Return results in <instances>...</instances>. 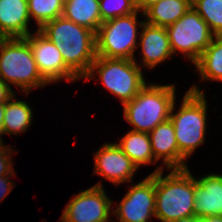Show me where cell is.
I'll return each mask as SVG.
<instances>
[{
  "label": "cell",
  "mask_w": 222,
  "mask_h": 222,
  "mask_svg": "<svg viewBox=\"0 0 222 222\" xmlns=\"http://www.w3.org/2000/svg\"><path fill=\"white\" fill-rule=\"evenodd\" d=\"M62 54L65 65L84 78L96 59L95 32L63 16L44 24L39 30Z\"/></svg>",
  "instance_id": "1"
},
{
  "label": "cell",
  "mask_w": 222,
  "mask_h": 222,
  "mask_svg": "<svg viewBox=\"0 0 222 222\" xmlns=\"http://www.w3.org/2000/svg\"><path fill=\"white\" fill-rule=\"evenodd\" d=\"M179 110L174 113L175 101L170 112V120L175 128L179 149V169H186V161L194 150L205 142L207 101L204 91L195 84L185 93Z\"/></svg>",
  "instance_id": "2"
},
{
  "label": "cell",
  "mask_w": 222,
  "mask_h": 222,
  "mask_svg": "<svg viewBox=\"0 0 222 222\" xmlns=\"http://www.w3.org/2000/svg\"><path fill=\"white\" fill-rule=\"evenodd\" d=\"M163 170L155 173V218L162 222H178L195 215L194 177L186 169H171L163 177Z\"/></svg>",
  "instance_id": "3"
},
{
  "label": "cell",
  "mask_w": 222,
  "mask_h": 222,
  "mask_svg": "<svg viewBox=\"0 0 222 222\" xmlns=\"http://www.w3.org/2000/svg\"><path fill=\"white\" fill-rule=\"evenodd\" d=\"M174 84H146L131 100L123 104L124 118L132 131L150 133L170 118L175 100Z\"/></svg>",
  "instance_id": "4"
},
{
  "label": "cell",
  "mask_w": 222,
  "mask_h": 222,
  "mask_svg": "<svg viewBox=\"0 0 222 222\" xmlns=\"http://www.w3.org/2000/svg\"><path fill=\"white\" fill-rule=\"evenodd\" d=\"M0 80L10 88L16 85L26 95L34 88L50 84L39 72L25 37L0 39Z\"/></svg>",
  "instance_id": "5"
},
{
  "label": "cell",
  "mask_w": 222,
  "mask_h": 222,
  "mask_svg": "<svg viewBox=\"0 0 222 222\" xmlns=\"http://www.w3.org/2000/svg\"><path fill=\"white\" fill-rule=\"evenodd\" d=\"M95 73L105 88L121 100L122 105L131 101L147 84L136 60L96 56L84 79H94Z\"/></svg>",
  "instance_id": "6"
},
{
  "label": "cell",
  "mask_w": 222,
  "mask_h": 222,
  "mask_svg": "<svg viewBox=\"0 0 222 222\" xmlns=\"http://www.w3.org/2000/svg\"><path fill=\"white\" fill-rule=\"evenodd\" d=\"M139 11L104 21L95 33L96 56L135 60L138 47V28L145 21L138 22ZM138 37V38H137Z\"/></svg>",
  "instance_id": "7"
},
{
  "label": "cell",
  "mask_w": 222,
  "mask_h": 222,
  "mask_svg": "<svg viewBox=\"0 0 222 222\" xmlns=\"http://www.w3.org/2000/svg\"><path fill=\"white\" fill-rule=\"evenodd\" d=\"M166 30L173 54L181 52L193 65L215 36L192 6Z\"/></svg>",
  "instance_id": "8"
},
{
  "label": "cell",
  "mask_w": 222,
  "mask_h": 222,
  "mask_svg": "<svg viewBox=\"0 0 222 222\" xmlns=\"http://www.w3.org/2000/svg\"><path fill=\"white\" fill-rule=\"evenodd\" d=\"M103 184L98 182L83 190L70 200L63 210L62 218L66 222H107L113 215L112 200L107 197Z\"/></svg>",
  "instance_id": "9"
},
{
  "label": "cell",
  "mask_w": 222,
  "mask_h": 222,
  "mask_svg": "<svg viewBox=\"0 0 222 222\" xmlns=\"http://www.w3.org/2000/svg\"><path fill=\"white\" fill-rule=\"evenodd\" d=\"M129 188L116 209L113 207V215L119 222H148L155 217V173Z\"/></svg>",
  "instance_id": "10"
},
{
  "label": "cell",
  "mask_w": 222,
  "mask_h": 222,
  "mask_svg": "<svg viewBox=\"0 0 222 222\" xmlns=\"http://www.w3.org/2000/svg\"><path fill=\"white\" fill-rule=\"evenodd\" d=\"M31 45L34 60L41 75L49 82L59 80L73 82L79 78L65 65L57 46L42 35L38 29L25 37Z\"/></svg>",
  "instance_id": "11"
},
{
  "label": "cell",
  "mask_w": 222,
  "mask_h": 222,
  "mask_svg": "<svg viewBox=\"0 0 222 222\" xmlns=\"http://www.w3.org/2000/svg\"><path fill=\"white\" fill-rule=\"evenodd\" d=\"M93 158L95 175L102 176L116 187L125 182L133 183L138 168L116 143L103 144Z\"/></svg>",
  "instance_id": "12"
},
{
  "label": "cell",
  "mask_w": 222,
  "mask_h": 222,
  "mask_svg": "<svg viewBox=\"0 0 222 222\" xmlns=\"http://www.w3.org/2000/svg\"><path fill=\"white\" fill-rule=\"evenodd\" d=\"M139 35L140 41L138 47L141 48V55L143 56V60L141 61L143 66L141 65L140 68L146 66L152 69L173 56L165 27L145 22Z\"/></svg>",
  "instance_id": "13"
},
{
  "label": "cell",
  "mask_w": 222,
  "mask_h": 222,
  "mask_svg": "<svg viewBox=\"0 0 222 222\" xmlns=\"http://www.w3.org/2000/svg\"><path fill=\"white\" fill-rule=\"evenodd\" d=\"M194 198L196 216L222 215V174L194 177Z\"/></svg>",
  "instance_id": "14"
},
{
  "label": "cell",
  "mask_w": 222,
  "mask_h": 222,
  "mask_svg": "<svg viewBox=\"0 0 222 222\" xmlns=\"http://www.w3.org/2000/svg\"><path fill=\"white\" fill-rule=\"evenodd\" d=\"M148 135L154 159L157 162L162 159L164 163L157 167L153 173L162 171L165 165L167 170L179 169V149L171 120L158 124Z\"/></svg>",
  "instance_id": "15"
},
{
  "label": "cell",
  "mask_w": 222,
  "mask_h": 222,
  "mask_svg": "<svg viewBox=\"0 0 222 222\" xmlns=\"http://www.w3.org/2000/svg\"><path fill=\"white\" fill-rule=\"evenodd\" d=\"M27 0H0V38H24L29 31Z\"/></svg>",
  "instance_id": "16"
},
{
  "label": "cell",
  "mask_w": 222,
  "mask_h": 222,
  "mask_svg": "<svg viewBox=\"0 0 222 222\" xmlns=\"http://www.w3.org/2000/svg\"><path fill=\"white\" fill-rule=\"evenodd\" d=\"M62 16L72 22L97 32L103 23L99 0H64Z\"/></svg>",
  "instance_id": "17"
},
{
  "label": "cell",
  "mask_w": 222,
  "mask_h": 222,
  "mask_svg": "<svg viewBox=\"0 0 222 222\" xmlns=\"http://www.w3.org/2000/svg\"><path fill=\"white\" fill-rule=\"evenodd\" d=\"M190 7L191 0H159L142 14L146 23L166 28L179 20Z\"/></svg>",
  "instance_id": "18"
},
{
  "label": "cell",
  "mask_w": 222,
  "mask_h": 222,
  "mask_svg": "<svg viewBox=\"0 0 222 222\" xmlns=\"http://www.w3.org/2000/svg\"><path fill=\"white\" fill-rule=\"evenodd\" d=\"M116 144L124 154L133 161L137 168L142 165L152 164V162L154 164L157 162L154 159L148 133L131 130Z\"/></svg>",
  "instance_id": "19"
},
{
  "label": "cell",
  "mask_w": 222,
  "mask_h": 222,
  "mask_svg": "<svg viewBox=\"0 0 222 222\" xmlns=\"http://www.w3.org/2000/svg\"><path fill=\"white\" fill-rule=\"evenodd\" d=\"M14 98L16 94L6 103L2 136L26 132L33 121V109L26 101L14 100Z\"/></svg>",
  "instance_id": "20"
},
{
  "label": "cell",
  "mask_w": 222,
  "mask_h": 222,
  "mask_svg": "<svg viewBox=\"0 0 222 222\" xmlns=\"http://www.w3.org/2000/svg\"><path fill=\"white\" fill-rule=\"evenodd\" d=\"M202 81L222 82V35L213 37L211 44L194 64Z\"/></svg>",
  "instance_id": "21"
},
{
  "label": "cell",
  "mask_w": 222,
  "mask_h": 222,
  "mask_svg": "<svg viewBox=\"0 0 222 222\" xmlns=\"http://www.w3.org/2000/svg\"><path fill=\"white\" fill-rule=\"evenodd\" d=\"M29 17L35 20L38 30L47 22L62 16L64 0H27Z\"/></svg>",
  "instance_id": "22"
},
{
  "label": "cell",
  "mask_w": 222,
  "mask_h": 222,
  "mask_svg": "<svg viewBox=\"0 0 222 222\" xmlns=\"http://www.w3.org/2000/svg\"><path fill=\"white\" fill-rule=\"evenodd\" d=\"M191 6L215 36L222 35V0H191Z\"/></svg>",
  "instance_id": "23"
},
{
  "label": "cell",
  "mask_w": 222,
  "mask_h": 222,
  "mask_svg": "<svg viewBox=\"0 0 222 222\" xmlns=\"http://www.w3.org/2000/svg\"><path fill=\"white\" fill-rule=\"evenodd\" d=\"M102 22L137 11L134 0H99Z\"/></svg>",
  "instance_id": "24"
},
{
  "label": "cell",
  "mask_w": 222,
  "mask_h": 222,
  "mask_svg": "<svg viewBox=\"0 0 222 222\" xmlns=\"http://www.w3.org/2000/svg\"><path fill=\"white\" fill-rule=\"evenodd\" d=\"M6 144L2 143L0 145V177L6 175H15L16 171L13 168V163L10 155L14 152L12 147H8Z\"/></svg>",
  "instance_id": "25"
},
{
  "label": "cell",
  "mask_w": 222,
  "mask_h": 222,
  "mask_svg": "<svg viewBox=\"0 0 222 222\" xmlns=\"http://www.w3.org/2000/svg\"><path fill=\"white\" fill-rule=\"evenodd\" d=\"M15 175H6L0 177V203L8 196L14 187V182L9 179V177Z\"/></svg>",
  "instance_id": "26"
},
{
  "label": "cell",
  "mask_w": 222,
  "mask_h": 222,
  "mask_svg": "<svg viewBox=\"0 0 222 222\" xmlns=\"http://www.w3.org/2000/svg\"><path fill=\"white\" fill-rule=\"evenodd\" d=\"M13 95H15V92L0 80V104H6Z\"/></svg>",
  "instance_id": "27"
},
{
  "label": "cell",
  "mask_w": 222,
  "mask_h": 222,
  "mask_svg": "<svg viewBox=\"0 0 222 222\" xmlns=\"http://www.w3.org/2000/svg\"><path fill=\"white\" fill-rule=\"evenodd\" d=\"M159 0H134L135 7L138 11L144 12L151 5L157 3Z\"/></svg>",
  "instance_id": "28"
},
{
  "label": "cell",
  "mask_w": 222,
  "mask_h": 222,
  "mask_svg": "<svg viewBox=\"0 0 222 222\" xmlns=\"http://www.w3.org/2000/svg\"><path fill=\"white\" fill-rule=\"evenodd\" d=\"M5 109H6V104H0V139H1L2 143H4L1 136H2V132H3V120H4Z\"/></svg>",
  "instance_id": "29"
},
{
  "label": "cell",
  "mask_w": 222,
  "mask_h": 222,
  "mask_svg": "<svg viewBox=\"0 0 222 222\" xmlns=\"http://www.w3.org/2000/svg\"><path fill=\"white\" fill-rule=\"evenodd\" d=\"M178 222H204L203 218H200L196 215L184 217L180 219Z\"/></svg>",
  "instance_id": "30"
},
{
  "label": "cell",
  "mask_w": 222,
  "mask_h": 222,
  "mask_svg": "<svg viewBox=\"0 0 222 222\" xmlns=\"http://www.w3.org/2000/svg\"><path fill=\"white\" fill-rule=\"evenodd\" d=\"M204 222H222V215H210L203 217Z\"/></svg>",
  "instance_id": "31"
},
{
  "label": "cell",
  "mask_w": 222,
  "mask_h": 222,
  "mask_svg": "<svg viewBox=\"0 0 222 222\" xmlns=\"http://www.w3.org/2000/svg\"><path fill=\"white\" fill-rule=\"evenodd\" d=\"M59 222H66L62 217H60V221Z\"/></svg>",
  "instance_id": "32"
}]
</instances>
